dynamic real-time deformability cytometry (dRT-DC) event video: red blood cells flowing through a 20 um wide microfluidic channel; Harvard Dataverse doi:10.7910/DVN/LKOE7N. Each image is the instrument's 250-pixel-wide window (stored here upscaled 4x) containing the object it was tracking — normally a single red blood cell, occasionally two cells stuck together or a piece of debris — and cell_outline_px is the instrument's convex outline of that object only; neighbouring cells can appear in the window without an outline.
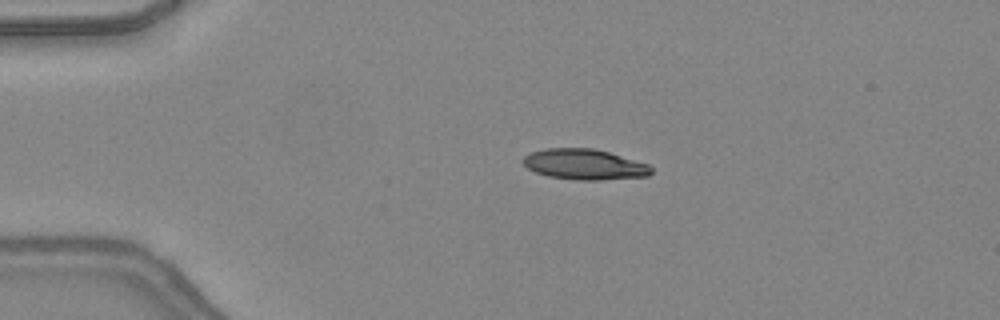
{"species": "common noctule bat (a hibernating species)", "species_latin": "Nyctalus noctula", "temperature_condition": "warm", "stored_images_in_passage": 43, "camera_frame_rate_fps": 3000, "um_per_image_px": 0.085, "animal": {"sex": "female", "body_mass_g": 24.6, "forearm_length_mm": 56.2}, "frame": {"image": 1, "passage_image": 6, "time_ms": 1.667, "image_size_px": [1000, 320], "cell_outline_px": [[652, 172], [648, 176], [600, 180], [576, 180], [548, 176], [536, 172], [528, 168], [520, 160], [524, 156], [532, 152], [544, 148], [592, 148], [608, 152], [648, 164], [652, 168]], "centroid_in_image_um": [49.65, 13.97], "position_along_channel_um": 35.3, "area_um2": 22.77}}
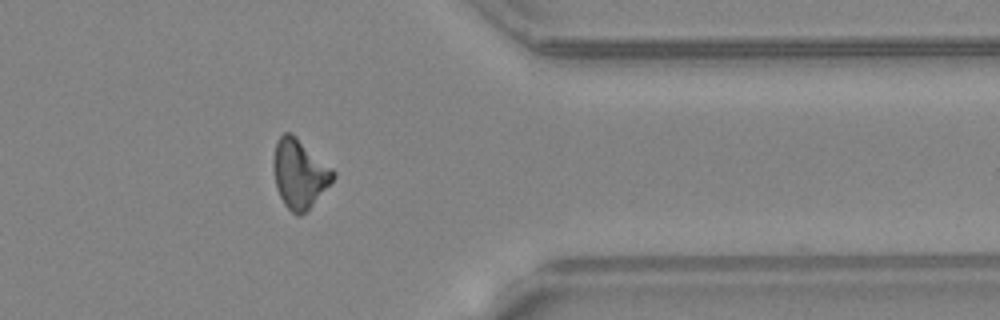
{"frame": {"image": 2, "passage_image": 34, "time_ms": 11.0, "image_size_px": [1000, 320], "cell_outline_px": [[336, 176], [312, 204], [300, 216], [296, 216], [284, 204], [276, 188], [272, 168], [272, 160], [276, 140], [284, 132], [292, 132], [332, 168], [336, 172]], "centroid_in_image_um": [25.42, 14.72], "position_along_channel_um": 386.0, "area_um2": 23.99}}
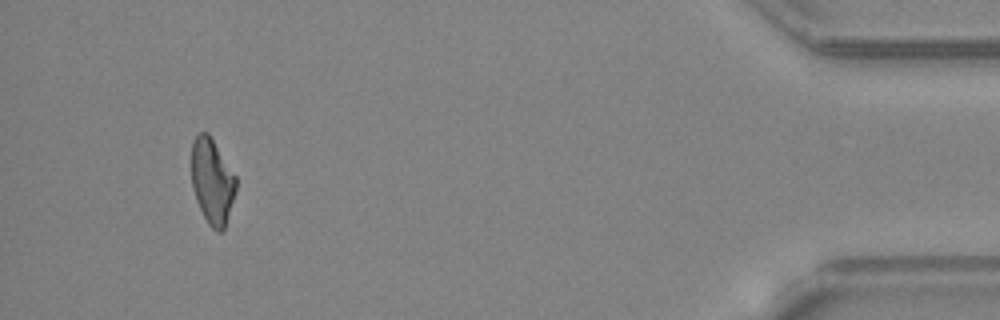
{"frame": {"image": 3, "passage_image": 40, "time_ms": 13.0, "image_size_px": [1000, 320], "cell_outline_px": [[236, 192], [224, 232], [216, 232], [208, 224], [196, 200], [192, 188], [192, 140], [200, 132], [208, 132], [236, 176]], "centroid_in_image_um": [18.05, 15.44], "position_along_channel_um": 417.2, "area_um2": 22.31}, "authors_computed_cell_mechanics": {"area_um2": 23.409, "velocity_mm_per_s": 4.4113, "shape_relaxation_time_tau1_ms": 8.0435, "shape_relaxation_time_tau2_ms": null, "deformation_change_tau1": 0.2409, "deformation_change_tau2": null}}